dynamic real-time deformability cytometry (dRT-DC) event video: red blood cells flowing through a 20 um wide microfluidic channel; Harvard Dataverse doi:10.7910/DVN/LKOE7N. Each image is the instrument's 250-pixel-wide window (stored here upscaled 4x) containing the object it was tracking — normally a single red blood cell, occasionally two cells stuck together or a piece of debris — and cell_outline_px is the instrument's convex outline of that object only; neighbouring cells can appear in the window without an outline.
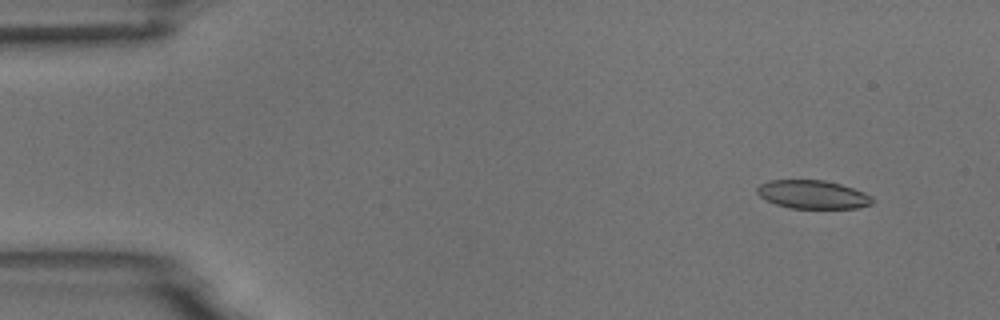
{"species": "common noctule bat (a hibernating species)", "species_latin": "Nyctalus noctula", "temperature_condition": "room temperature", "stored_images_in_passage": 4, "camera_frame_rate_fps": 3000, "um_per_image_px": 0.085, "animal": {"sex": "male", "body_mass_g": 18.8}, "frame": {"image": 1, "passage_image": 1, "time_ms": 0.0, "image_size_px": [1000, 320], "cell_outline_px": [[872, 204], [856, 208], [788, 208], [776, 204], [760, 196], [756, 192], [756, 188], [760, 184], [768, 180], [824, 180], [840, 184], [864, 192], [872, 196]], "centroid_in_image_um": [69.06, 16.53], "position_along_channel_um": 15.9, "area_um2": 19.02}}
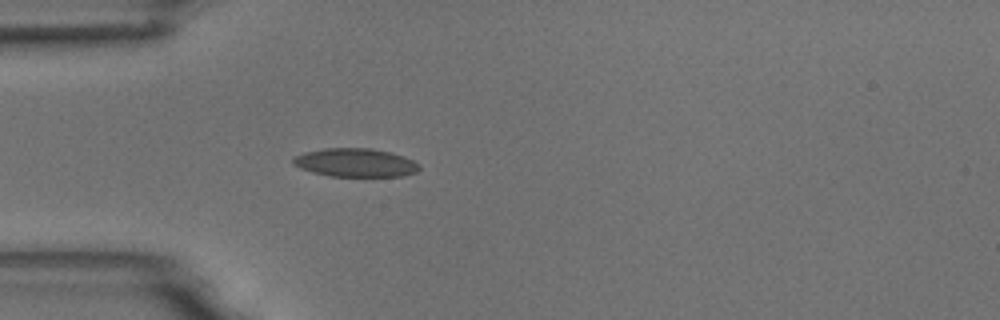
{"frame": {"image": 2, "passage_image": 4, "time_ms": 3.667, "image_size_px": [1000, 320], "cell_outline_px": [[420, 168], [416, 172], [400, 176], [328, 176], [312, 172], [300, 168], [292, 164], [292, 156], [304, 152], [324, 148], [372, 148], [392, 152], [404, 156], [420, 164]], "centroid_in_image_um": [30.18, 13.81], "position_along_channel_um": 54.8, "area_um2": 21.15}}